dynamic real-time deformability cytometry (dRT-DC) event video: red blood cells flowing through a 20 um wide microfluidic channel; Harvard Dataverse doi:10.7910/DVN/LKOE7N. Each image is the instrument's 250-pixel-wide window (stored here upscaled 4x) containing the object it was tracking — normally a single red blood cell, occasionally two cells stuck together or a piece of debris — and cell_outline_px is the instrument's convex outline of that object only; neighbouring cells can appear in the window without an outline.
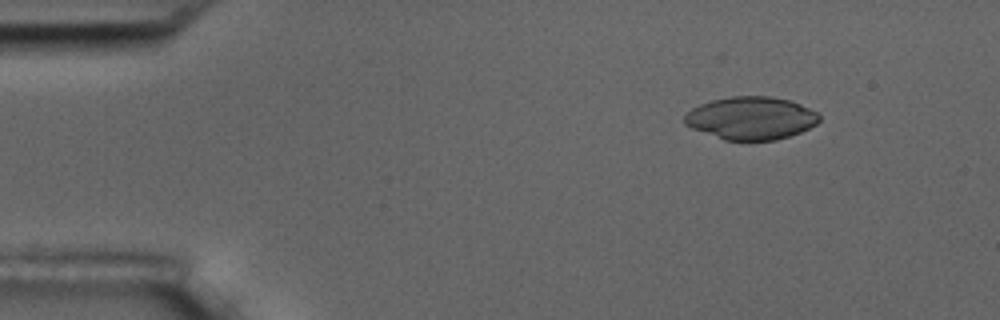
{"species": "common noctule bat (a hibernating species)", "species_latin": "Nyctalus noctula", "temperature_condition": "room temperature", "stored_images_in_passage": 3, "camera_frame_rate_fps": 3000, "um_per_image_px": 0.085, "animal": {"sex": "male", "body_mass_g": 17.5, "forearm_length_mm": 52.3}, "frame": {"image": 1, "passage_image": 1, "time_ms": 0.0, "image_size_px": [1000, 320], "cell_outline_px": [[820, 120], [816, 124], [800, 132], [776, 140], [724, 140], [692, 128], [684, 124], [684, 116], [692, 108], [700, 104], [712, 100], [732, 96], [772, 96], [788, 100], [800, 104], [816, 112], [820, 116]], "centroid_in_image_um": [63.83, 10.04], "position_along_channel_um": 21.2, "area_um2": 33.47}}